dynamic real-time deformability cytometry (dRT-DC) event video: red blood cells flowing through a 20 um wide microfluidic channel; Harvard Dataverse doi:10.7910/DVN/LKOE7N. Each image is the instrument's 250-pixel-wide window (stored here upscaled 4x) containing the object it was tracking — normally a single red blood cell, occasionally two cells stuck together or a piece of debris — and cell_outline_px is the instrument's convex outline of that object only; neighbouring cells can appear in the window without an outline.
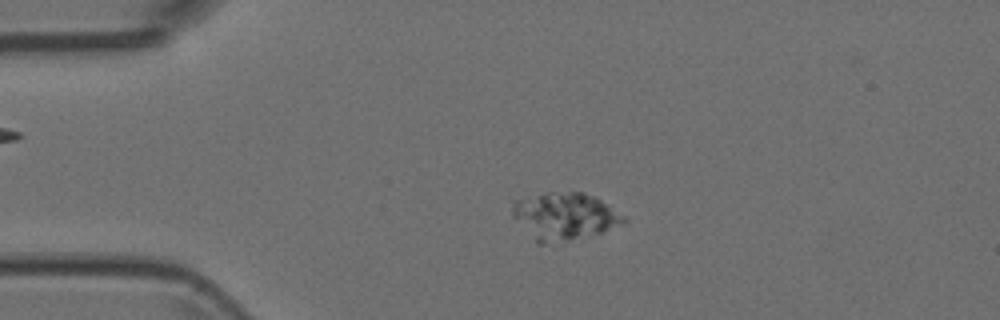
{"species": "Egyptian fruit bat (a non-hibernating species)", "species_latin": "Rousettus aegyptiacus", "temperature_condition": "room temperature", "stored_images_in_passage": 4, "camera_frame_rate_fps": 3000, "um_per_image_px": 0.085, "animal": {"sex": "female"}, "frame": {"image": 1, "passage_image": 3, "time_ms": 0.667, "image_size_px": [1000, 320], "cell_outline_px": [[628, 220], [624, 224], [588, 236], [568, 240], [544, 244], [536, 244], [512, 216], [512, 200], [524, 196], [548, 192], [584, 192], [596, 196], [624, 216]], "centroid_in_image_um": [47.94, 18.36], "position_along_channel_um": 37.1, "area_um2": 31.04}}